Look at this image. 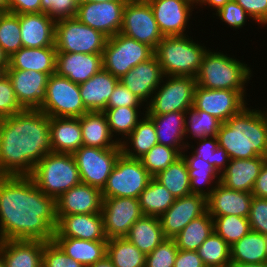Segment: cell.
I'll return each instance as SVG.
<instances>
[{
	"label": "cell",
	"mask_w": 267,
	"mask_h": 267,
	"mask_svg": "<svg viewBox=\"0 0 267 267\" xmlns=\"http://www.w3.org/2000/svg\"><path fill=\"white\" fill-rule=\"evenodd\" d=\"M56 227V200L30 176H0V241H52Z\"/></svg>",
	"instance_id": "6da1fadb"
},
{
	"label": "cell",
	"mask_w": 267,
	"mask_h": 267,
	"mask_svg": "<svg viewBox=\"0 0 267 267\" xmlns=\"http://www.w3.org/2000/svg\"><path fill=\"white\" fill-rule=\"evenodd\" d=\"M52 152L50 117L40 109L0 118V176H30Z\"/></svg>",
	"instance_id": "7a4b0ae2"
},
{
	"label": "cell",
	"mask_w": 267,
	"mask_h": 267,
	"mask_svg": "<svg viewBox=\"0 0 267 267\" xmlns=\"http://www.w3.org/2000/svg\"><path fill=\"white\" fill-rule=\"evenodd\" d=\"M217 139L230 159L267 157V110L244 107L221 124Z\"/></svg>",
	"instance_id": "3957f363"
},
{
	"label": "cell",
	"mask_w": 267,
	"mask_h": 267,
	"mask_svg": "<svg viewBox=\"0 0 267 267\" xmlns=\"http://www.w3.org/2000/svg\"><path fill=\"white\" fill-rule=\"evenodd\" d=\"M252 70L245 62L227 54L207 50L195 77L198 86L207 89L246 91Z\"/></svg>",
	"instance_id": "277c9868"
},
{
	"label": "cell",
	"mask_w": 267,
	"mask_h": 267,
	"mask_svg": "<svg viewBox=\"0 0 267 267\" xmlns=\"http://www.w3.org/2000/svg\"><path fill=\"white\" fill-rule=\"evenodd\" d=\"M207 48L187 35L167 36L159 42L154 55L164 76L196 77Z\"/></svg>",
	"instance_id": "5b68a950"
},
{
	"label": "cell",
	"mask_w": 267,
	"mask_h": 267,
	"mask_svg": "<svg viewBox=\"0 0 267 267\" xmlns=\"http://www.w3.org/2000/svg\"><path fill=\"white\" fill-rule=\"evenodd\" d=\"M30 177L47 196L59 198L64 192L81 183L73 154H46L34 167Z\"/></svg>",
	"instance_id": "8992f818"
},
{
	"label": "cell",
	"mask_w": 267,
	"mask_h": 267,
	"mask_svg": "<svg viewBox=\"0 0 267 267\" xmlns=\"http://www.w3.org/2000/svg\"><path fill=\"white\" fill-rule=\"evenodd\" d=\"M196 85V79L192 76H164L146 105L147 107H144L145 114L161 115L171 112H186L193 107Z\"/></svg>",
	"instance_id": "52a82bcc"
},
{
	"label": "cell",
	"mask_w": 267,
	"mask_h": 267,
	"mask_svg": "<svg viewBox=\"0 0 267 267\" xmlns=\"http://www.w3.org/2000/svg\"><path fill=\"white\" fill-rule=\"evenodd\" d=\"M154 50L144 43L118 33L109 37L102 52L103 68L120 79L133 67L147 61Z\"/></svg>",
	"instance_id": "ba28073f"
},
{
	"label": "cell",
	"mask_w": 267,
	"mask_h": 267,
	"mask_svg": "<svg viewBox=\"0 0 267 267\" xmlns=\"http://www.w3.org/2000/svg\"><path fill=\"white\" fill-rule=\"evenodd\" d=\"M49 117L80 118L85 108L79 84L57 73L49 76L44 101L40 107Z\"/></svg>",
	"instance_id": "9c48e42d"
},
{
	"label": "cell",
	"mask_w": 267,
	"mask_h": 267,
	"mask_svg": "<svg viewBox=\"0 0 267 267\" xmlns=\"http://www.w3.org/2000/svg\"><path fill=\"white\" fill-rule=\"evenodd\" d=\"M108 37L76 17L56 21L55 48L65 53H102Z\"/></svg>",
	"instance_id": "30bf717a"
},
{
	"label": "cell",
	"mask_w": 267,
	"mask_h": 267,
	"mask_svg": "<svg viewBox=\"0 0 267 267\" xmlns=\"http://www.w3.org/2000/svg\"><path fill=\"white\" fill-rule=\"evenodd\" d=\"M153 176L143 167L140 159L121 154L101 190L103 198L128 197L138 199Z\"/></svg>",
	"instance_id": "8fae6325"
},
{
	"label": "cell",
	"mask_w": 267,
	"mask_h": 267,
	"mask_svg": "<svg viewBox=\"0 0 267 267\" xmlns=\"http://www.w3.org/2000/svg\"><path fill=\"white\" fill-rule=\"evenodd\" d=\"M121 154L120 145L116 148L104 149L83 145L73 153L79 170L81 183L102 190Z\"/></svg>",
	"instance_id": "7c38bea8"
},
{
	"label": "cell",
	"mask_w": 267,
	"mask_h": 267,
	"mask_svg": "<svg viewBox=\"0 0 267 267\" xmlns=\"http://www.w3.org/2000/svg\"><path fill=\"white\" fill-rule=\"evenodd\" d=\"M120 33L156 49L163 39L147 0H128L123 10Z\"/></svg>",
	"instance_id": "4fadbf2b"
},
{
	"label": "cell",
	"mask_w": 267,
	"mask_h": 267,
	"mask_svg": "<svg viewBox=\"0 0 267 267\" xmlns=\"http://www.w3.org/2000/svg\"><path fill=\"white\" fill-rule=\"evenodd\" d=\"M245 91L215 90L196 85L193 107L225 123L247 105ZM246 99V100H244Z\"/></svg>",
	"instance_id": "5bb4252c"
},
{
	"label": "cell",
	"mask_w": 267,
	"mask_h": 267,
	"mask_svg": "<svg viewBox=\"0 0 267 267\" xmlns=\"http://www.w3.org/2000/svg\"><path fill=\"white\" fill-rule=\"evenodd\" d=\"M101 214L107 239L125 237L131 226L143 216L136 198H103Z\"/></svg>",
	"instance_id": "9a60e30c"
},
{
	"label": "cell",
	"mask_w": 267,
	"mask_h": 267,
	"mask_svg": "<svg viewBox=\"0 0 267 267\" xmlns=\"http://www.w3.org/2000/svg\"><path fill=\"white\" fill-rule=\"evenodd\" d=\"M127 1L115 0L98 3L86 1L78 5L76 18L109 38L120 33L123 10Z\"/></svg>",
	"instance_id": "2e32d148"
},
{
	"label": "cell",
	"mask_w": 267,
	"mask_h": 267,
	"mask_svg": "<svg viewBox=\"0 0 267 267\" xmlns=\"http://www.w3.org/2000/svg\"><path fill=\"white\" fill-rule=\"evenodd\" d=\"M164 37L186 35L195 0H147Z\"/></svg>",
	"instance_id": "e0dca14e"
},
{
	"label": "cell",
	"mask_w": 267,
	"mask_h": 267,
	"mask_svg": "<svg viewBox=\"0 0 267 267\" xmlns=\"http://www.w3.org/2000/svg\"><path fill=\"white\" fill-rule=\"evenodd\" d=\"M207 211V198L200 194L176 198L170 208L159 217L166 238L173 239L193 219Z\"/></svg>",
	"instance_id": "ac0fdd59"
},
{
	"label": "cell",
	"mask_w": 267,
	"mask_h": 267,
	"mask_svg": "<svg viewBox=\"0 0 267 267\" xmlns=\"http://www.w3.org/2000/svg\"><path fill=\"white\" fill-rule=\"evenodd\" d=\"M16 98L24 109H40L46 92L49 74L37 71L6 69Z\"/></svg>",
	"instance_id": "d6986e66"
},
{
	"label": "cell",
	"mask_w": 267,
	"mask_h": 267,
	"mask_svg": "<svg viewBox=\"0 0 267 267\" xmlns=\"http://www.w3.org/2000/svg\"><path fill=\"white\" fill-rule=\"evenodd\" d=\"M101 189L80 183L56 199V216L101 213Z\"/></svg>",
	"instance_id": "ffe728a7"
},
{
	"label": "cell",
	"mask_w": 267,
	"mask_h": 267,
	"mask_svg": "<svg viewBox=\"0 0 267 267\" xmlns=\"http://www.w3.org/2000/svg\"><path fill=\"white\" fill-rule=\"evenodd\" d=\"M163 78L162 68L156 56L153 55L147 61L133 67L119 79V82L127 87L143 103L146 102V106L149 103L147 100H150Z\"/></svg>",
	"instance_id": "44dd1931"
},
{
	"label": "cell",
	"mask_w": 267,
	"mask_h": 267,
	"mask_svg": "<svg viewBox=\"0 0 267 267\" xmlns=\"http://www.w3.org/2000/svg\"><path fill=\"white\" fill-rule=\"evenodd\" d=\"M54 237H71L81 240H108L101 213L57 216Z\"/></svg>",
	"instance_id": "7402d4cb"
},
{
	"label": "cell",
	"mask_w": 267,
	"mask_h": 267,
	"mask_svg": "<svg viewBox=\"0 0 267 267\" xmlns=\"http://www.w3.org/2000/svg\"><path fill=\"white\" fill-rule=\"evenodd\" d=\"M102 68V53L57 52L56 54V73L76 84L88 81Z\"/></svg>",
	"instance_id": "603a6c76"
},
{
	"label": "cell",
	"mask_w": 267,
	"mask_h": 267,
	"mask_svg": "<svg viewBox=\"0 0 267 267\" xmlns=\"http://www.w3.org/2000/svg\"><path fill=\"white\" fill-rule=\"evenodd\" d=\"M252 193L226 188L220 182L207 197V211L211 216L235 215L248 218Z\"/></svg>",
	"instance_id": "cb8c5ba5"
},
{
	"label": "cell",
	"mask_w": 267,
	"mask_h": 267,
	"mask_svg": "<svg viewBox=\"0 0 267 267\" xmlns=\"http://www.w3.org/2000/svg\"><path fill=\"white\" fill-rule=\"evenodd\" d=\"M56 21L45 13L20 14V35L23 47L55 46Z\"/></svg>",
	"instance_id": "d4e9b609"
},
{
	"label": "cell",
	"mask_w": 267,
	"mask_h": 267,
	"mask_svg": "<svg viewBox=\"0 0 267 267\" xmlns=\"http://www.w3.org/2000/svg\"><path fill=\"white\" fill-rule=\"evenodd\" d=\"M44 245L40 240L0 241L4 267H42Z\"/></svg>",
	"instance_id": "484cf974"
},
{
	"label": "cell",
	"mask_w": 267,
	"mask_h": 267,
	"mask_svg": "<svg viewBox=\"0 0 267 267\" xmlns=\"http://www.w3.org/2000/svg\"><path fill=\"white\" fill-rule=\"evenodd\" d=\"M267 157L230 159L220 175V183L226 188L252 193V189Z\"/></svg>",
	"instance_id": "4316f807"
},
{
	"label": "cell",
	"mask_w": 267,
	"mask_h": 267,
	"mask_svg": "<svg viewBox=\"0 0 267 267\" xmlns=\"http://www.w3.org/2000/svg\"><path fill=\"white\" fill-rule=\"evenodd\" d=\"M119 79L102 68L88 81L79 84L80 94L88 111H104Z\"/></svg>",
	"instance_id": "83f0119b"
},
{
	"label": "cell",
	"mask_w": 267,
	"mask_h": 267,
	"mask_svg": "<svg viewBox=\"0 0 267 267\" xmlns=\"http://www.w3.org/2000/svg\"><path fill=\"white\" fill-rule=\"evenodd\" d=\"M50 143L55 153H71L83 146L80 118L50 117Z\"/></svg>",
	"instance_id": "f1b7e54d"
},
{
	"label": "cell",
	"mask_w": 267,
	"mask_h": 267,
	"mask_svg": "<svg viewBox=\"0 0 267 267\" xmlns=\"http://www.w3.org/2000/svg\"><path fill=\"white\" fill-rule=\"evenodd\" d=\"M56 54L55 46L22 47L9 57V67L7 69L37 71L53 75L56 73Z\"/></svg>",
	"instance_id": "f546056e"
},
{
	"label": "cell",
	"mask_w": 267,
	"mask_h": 267,
	"mask_svg": "<svg viewBox=\"0 0 267 267\" xmlns=\"http://www.w3.org/2000/svg\"><path fill=\"white\" fill-rule=\"evenodd\" d=\"M154 123L158 143L177 149L182 153L191 145L185 140L186 112L147 115ZM185 141V142H184Z\"/></svg>",
	"instance_id": "4dcf8cb0"
},
{
	"label": "cell",
	"mask_w": 267,
	"mask_h": 267,
	"mask_svg": "<svg viewBox=\"0 0 267 267\" xmlns=\"http://www.w3.org/2000/svg\"><path fill=\"white\" fill-rule=\"evenodd\" d=\"M80 126L84 146L104 149L120 145L118 140H113L103 111H88L80 117Z\"/></svg>",
	"instance_id": "1f68e13d"
},
{
	"label": "cell",
	"mask_w": 267,
	"mask_h": 267,
	"mask_svg": "<svg viewBox=\"0 0 267 267\" xmlns=\"http://www.w3.org/2000/svg\"><path fill=\"white\" fill-rule=\"evenodd\" d=\"M141 114L144 117L142 116L132 132L120 142L122 154L133 159H140L158 143L153 121L146 114Z\"/></svg>",
	"instance_id": "d6a6232c"
},
{
	"label": "cell",
	"mask_w": 267,
	"mask_h": 267,
	"mask_svg": "<svg viewBox=\"0 0 267 267\" xmlns=\"http://www.w3.org/2000/svg\"><path fill=\"white\" fill-rule=\"evenodd\" d=\"M67 256L85 267L103 260L107 255L108 240L90 241L71 237H54L53 239Z\"/></svg>",
	"instance_id": "836d02e7"
},
{
	"label": "cell",
	"mask_w": 267,
	"mask_h": 267,
	"mask_svg": "<svg viewBox=\"0 0 267 267\" xmlns=\"http://www.w3.org/2000/svg\"><path fill=\"white\" fill-rule=\"evenodd\" d=\"M125 238L145 255L150 254L166 239L159 217L146 215H143L131 226Z\"/></svg>",
	"instance_id": "e575fe53"
},
{
	"label": "cell",
	"mask_w": 267,
	"mask_h": 267,
	"mask_svg": "<svg viewBox=\"0 0 267 267\" xmlns=\"http://www.w3.org/2000/svg\"><path fill=\"white\" fill-rule=\"evenodd\" d=\"M186 151L188 150H184L181 156L187 164L191 193L200 194L207 198L216 187L215 185L220 182V174L210 163L202 160L199 156H194L192 153L187 155V153L185 154ZM206 184L209 186L204 189Z\"/></svg>",
	"instance_id": "d590c367"
},
{
	"label": "cell",
	"mask_w": 267,
	"mask_h": 267,
	"mask_svg": "<svg viewBox=\"0 0 267 267\" xmlns=\"http://www.w3.org/2000/svg\"><path fill=\"white\" fill-rule=\"evenodd\" d=\"M231 263H266L267 236L251 230L230 246Z\"/></svg>",
	"instance_id": "8d00e7d4"
},
{
	"label": "cell",
	"mask_w": 267,
	"mask_h": 267,
	"mask_svg": "<svg viewBox=\"0 0 267 267\" xmlns=\"http://www.w3.org/2000/svg\"><path fill=\"white\" fill-rule=\"evenodd\" d=\"M213 231V218L206 211L203 215L189 222L173 240L179 250L197 251Z\"/></svg>",
	"instance_id": "74e56055"
},
{
	"label": "cell",
	"mask_w": 267,
	"mask_h": 267,
	"mask_svg": "<svg viewBox=\"0 0 267 267\" xmlns=\"http://www.w3.org/2000/svg\"><path fill=\"white\" fill-rule=\"evenodd\" d=\"M176 197L154 177L138 197L143 215L160 217L175 202Z\"/></svg>",
	"instance_id": "f35d334b"
},
{
	"label": "cell",
	"mask_w": 267,
	"mask_h": 267,
	"mask_svg": "<svg viewBox=\"0 0 267 267\" xmlns=\"http://www.w3.org/2000/svg\"><path fill=\"white\" fill-rule=\"evenodd\" d=\"M106 257L114 267H145L146 255L125 237L108 239Z\"/></svg>",
	"instance_id": "ab89813d"
},
{
	"label": "cell",
	"mask_w": 267,
	"mask_h": 267,
	"mask_svg": "<svg viewBox=\"0 0 267 267\" xmlns=\"http://www.w3.org/2000/svg\"><path fill=\"white\" fill-rule=\"evenodd\" d=\"M154 178L176 198L192 194L187 164L182 156Z\"/></svg>",
	"instance_id": "60d3db41"
},
{
	"label": "cell",
	"mask_w": 267,
	"mask_h": 267,
	"mask_svg": "<svg viewBox=\"0 0 267 267\" xmlns=\"http://www.w3.org/2000/svg\"><path fill=\"white\" fill-rule=\"evenodd\" d=\"M139 109L140 107H116L106 108L103 111L106 115L111 134L115 137L114 140L118 139L121 142L132 132L141 120L139 117L142 115H140L141 111ZM114 134L122 136L117 138Z\"/></svg>",
	"instance_id": "b9f144b4"
},
{
	"label": "cell",
	"mask_w": 267,
	"mask_h": 267,
	"mask_svg": "<svg viewBox=\"0 0 267 267\" xmlns=\"http://www.w3.org/2000/svg\"><path fill=\"white\" fill-rule=\"evenodd\" d=\"M221 124L220 120L205 111L189 108L186 111L185 138L201 140L206 137H217Z\"/></svg>",
	"instance_id": "7bdbcfd3"
},
{
	"label": "cell",
	"mask_w": 267,
	"mask_h": 267,
	"mask_svg": "<svg viewBox=\"0 0 267 267\" xmlns=\"http://www.w3.org/2000/svg\"><path fill=\"white\" fill-rule=\"evenodd\" d=\"M206 267H230V245L215 231L197 249Z\"/></svg>",
	"instance_id": "ee69618b"
},
{
	"label": "cell",
	"mask_w": 267,
	"mask_h": 267,
	"mask_svg": "<svg viewBox=\"0 0 267 267\" xmlns=\"http://www.w3.org/2000/svg\"><path fill=\"white\" fill-rule=\"evenodd\" d=\"M211 217L214 221V231L230 246L251 231L249 220L246 217L235 215Z\"/></svg>",
	"instance_id": "f6af8a7d"
},
{
	"label": "cell",
	"mask_w": 267,
	"mask_h": 267,
	"mask_svg": "<svg viewBox=\"0 0 267 267\" xmlns=\"http://www.w3.org/2000/svg\"><path fill=\"white\" fill-rule=\"evenodd\" d=\"M193 146H187L186 149L192 148L194 156H199L202 160L210 163L221 175L229 164L230 158L226 150L218 145L217 137L202 138L197 140V147Z\"/></svg>",
	"instance_id": "bcb514c9"
},
{
	"label": "cell",
	"mask_w": 267,
	"mask_h": 267,
	"mask_svg": "<svg viewBox=\"0 0 267 267\" xmlns=\"http://www.w3.org/2000/svg\"><path fill=\"white\" fill-rule=\"evenodd\" d=\"M0 46L10 57L23 47L20 35V14H0Z\"/></svg>",
	"instance_id": "7dc6e473"
},
{
	"label": "cell",
	"mask_w": 267,
	"mask_h": 267,
	"mask_svg": "<svg viewBox=\"0 0 267 267\" xmlns=\"http://www.w3.org/2000/svg\"><path fill=\"white\" fill-rule=\"evenodd\" d=\"M181 157V153L170 146L157 143L140 161L143 167L154 177Z\"/></svg>",
	"instance_id": "c3c4849f"
},
{
	"label": "cell",
	"mask_w": 267,
	"mask_h": 267,
	"mask_svg": "<svg viewBox=\"0 0 267 267\" xmlns=\"http://www.w3.org/2000/svg\"><path fill=\"white\" fill-rule=\"evenodd\" d=\"M177 252L175 241L166 238L150 254L146 255L145 267H173Z\"/></svg>",
	"instance_id": "681fc988"
},
{
	"label": "cell",
	"mask_w": 267,
	"mask_h": 267,
	"mask_svg": "<svg viewBox=\"0 0 267 267\" xmlns=\"http://www.w3.org/2000/svg\"><path fill=\"white\" fill-rule=\"evenodd\" d=\"M42 267H85L78 261L66 255L63 249L54 241H47L43 250Z\"/></svg>",
	"instance_id": "f907efd6"
},
{
	"label": "cell",
	"mask_w": 267,
	"mask_h": 267,
	"mask_svg": "<svg viewBox=\"0 0 267 267\" xmlns=\"http://www.w3.org/2000/svg\"><path fill=\"white\" fill-rule=\"evenodd\" d=\"M41 13L54 21L76 17L78 4L74 0H40Z\"/></svg>",
	"instance_id": "816d5d0a"
},
{
	"label": "cell",
	"mask_w": 267,
	"mask_h": 267,
	"mask_svg": "<svg viewBox=\"0 0 267 267\" xmlns=\"http://www.w3.org/2000/svg\"><path fill=\"white\" fill-rule=\"evenodd\" d=\"M24 110L19 104L11 81L5 75L0 79V118L18 114Z\"/></svg>",
	"instance_id": "f5cc1de1"
},
{
	"label": "cell",
	"mask_w": 267,
	"mask_h": 267,
	"mask_svg": "<svg viewBox=\"0 0 267 267\" xmlns=\"http://www.w3.org/2000/svg\"><path fill=\"white\" fill-rule=\"evenodd\" d=\"M214 15L218 16L222 22L227 23L229 27L234 29L242 28L247 22V16H249L235 0L227 2Z\"/></svg>",
	"instance_id": "db71d44e"
},
{
	"label": "cell",
	"mask_w": 267,
	"mask_h": 267,
	"mask_svg": "<svg viewBox=\"0 0 267 267\" xmlns=\"http://www.w3.org/2000/svg\"><path fill=\"white\" fill-rule=\"evenodd\" d=\"M248 220L251 230L267 236V198L252 197Z\"/></svg>",
	"instance_id": "11a10c76"
},
{
	"label": "cell",
	"mask_w": 267,
	"mask_h": 267,
	"mask_svg": "<svg viewBox=\"0 0 267 267\" xmlns=\"http://www.w3.org/2000/svg\"><path fill=\"white\" fill-rule=\"evenodd\" d=\"M143 102L137 98L127 87L118 82L110 99L107 103V108L116 107H141Z\"/></svg>",
	"instance_id": "9f6ffc18"
},
{
	"label": "cell",
	"mask_w": 267,
	"mask_h": 267,
	"mask_svg": "<svg viewBox=\"0 0 267 267\" xmlns=\"http://www.w3.org/2000/svg\"><path fill=\"white\" fill-rule=\"evenodd\" d=\"M256 23L267 26V0H235Z\"/></svg>",
	"instance_id": "6f0895ef"
},
{
	"label": "cell",
	"mask_w": 267,
	"mask_h": 267,
	"mask_svg": "<svg viewBox=\"0 0 267 267\" xmlns=\"http://www.w3.org/2000/svg\"><path fill=\"white\" fill-rule=\"evenodd\" d=\"M8 12L19 14L41 13L40 0H9Z\"/></svg>",
	"instance_id": "680465c9"
},
{
	"label": "cell",
	"mask_w": 267,
	"mask_h": 267,
	"mask_svg": "<svg viewBox=\"0 0 267 267\" xmlns=\"http://www.w3.org/2000/svg\"><path fill=\"white\" fill-rule=\"evenodd\" d=\"M173 267H206L197 251L179 250Z\"/></svg>",
	"instance_id": "91938a15"
},
{
	"label": "cell",
	"mask_w": 267,
	"mask_h": 267,
	"mask_svg": "<svg viewBox=\"0 0 267 267\" xmlns=\"http://www.w3.org/2000/svg\"><path fill=\"white\" fill-rule=\"evenodd\" d=\"M252 195L258 198H267V159L265 160L260 173L255 180Z\"/></svg>",
	"instance_id": "94428289"
},
{
	"label": "cell",
	"mask_w": 267,
	"mask_h": 267,
	"mask_svg": "<svg viewBox=\"0 0 267 267\" xmlns=\"http://www.w3.org/2000/svg\"><path fill=\"white\" fill-rule=\"evenodd\" d=\"M229 1L231 0H195V5H197V7L199 5L200 7L204 5V8H205V5H208L209 7H213L215 12H217Z\"/></svg>",
	"instance_id": "6125c7cd"
},
{
	"label": "cell",
	"mask_w": 267,
	"mask_h": 267,
	"mask_svg": "<svg viewBox=\"0 0 267 267\" xmlns=\"http://www.w3.org/2000/svg\"><path fill=\"white\" fill-rule=\"evenodd\" d=\"M230 267H267L266 263H231Z\"/></svg>",
	"instance_id": "be15d7a7"
},
{
	"label": "cell",
	"mask_w": 267,
	"mask_h": 267,
	"mask_svg": "<svg viewBox=\"0 0 267 267\" xmlns=\"http://www.w3.org/2000/svg\"><path fill=\"white\" fill-rule=\"evenodd\" d=\"M0 66L7 69L9 67V56L4 52L3 48L0 46Z\"/></svg>",
	"instance_id": "e7e4bbea"
},
{
	"label": "cell",
	"mask_w": 267,
	"mask_h": 267,
	"mask_svg": "<svg viewBox=\"0 0 267 267\" xmlns=\"http://www.w3.org/2000/svg\"><path fill=\"white\" fill-rule=\"evenodd\" d=\"M88 267H114L113 264L110 262V260L105 257L103 260L96 262L93 265H90Z\"/></svg>",
	"instance_id": "03108f58"
},
{
	"label": "cell",
	"mask_w": 267,
	"mask_h": 267,
	"mask_svg": "<svg viewBox=\"0 0 267 267\" xmlns=\"http://www.w3.org/2000/svg\"><path fill=\"white\" fill-rule=\"evenodd\" d=\"M9 0H0V12H8Z\"/></svg>",
	"instance_id": "003e7915"
},
{
	"label": "cell",
	"mask_w": 267,
	"mask_h": 267,
	"mask_svg": "<svg viewBox=\"0 0 267 267\" xmlns=\"http://www.w3.org/2000/svg\"><path fill=\"white\" fill-rule=\"evenodd\" d=\"M6 75V69L0 66V79Z\"/></svg>",
	"instance_id": "a7ac6f4b"
},
{
	"label": "cell",
	"mask_w": 267,
	"mask_h": 267,
	"mask_svg": "<svg viewBox=\"0 0 267 267\" xmlns=\"http://www.w3.org/2000/svg\"><path fill=\"white\" fill-rule=\"evenodd\" d=\"M87 1H91V2H94V3H98V2H109V1H115V0H87Z\"/></svg>",
	"instance_id": "89a4df30"
},
{
	"label": "cell",
	"mask_w": 267,
	"mask_h": 267,
	"mask_svg": "<svg viewBox=\"0 0 267 267\" xmlns=\"http://www.w3.org/2000/svg\"><path fill=\"white\" fill-rule=\"evenodd\" d=\"M78 5L81 4V3H84L86 2L87 0H74Z\"/></svg>",
	"instance_id": "2644e50d"
},
{
	"label": "cell",
	"mask_w": 267,
	"mask_h": 267,
	"mask_svg": "<svg viewBox=\"0 0 267 267\" xmlns=\"http://www.w3.org/2000/svg\"><path fill=\"white\" fill-rule=\"evenodd\" d=\"M0 267H4V265H3V261H2L1 253H0Z\"/></svg>",
	"instance_id": "8c879c8a"
}]
</instances>
